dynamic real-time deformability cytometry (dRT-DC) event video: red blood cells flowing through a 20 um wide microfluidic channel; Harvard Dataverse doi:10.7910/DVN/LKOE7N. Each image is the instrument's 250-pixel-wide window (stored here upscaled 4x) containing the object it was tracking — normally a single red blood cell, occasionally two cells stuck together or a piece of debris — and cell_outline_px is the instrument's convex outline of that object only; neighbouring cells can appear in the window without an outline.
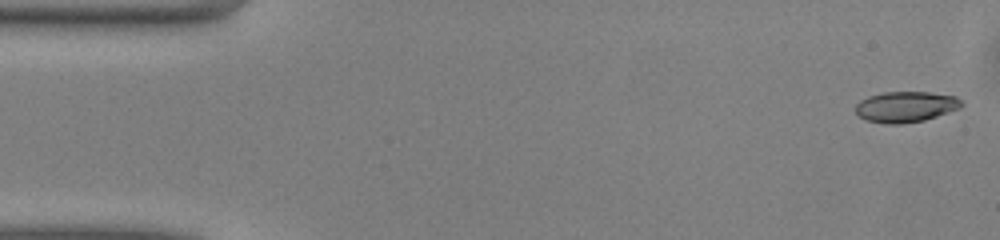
{"species": "common noctule bat (a hibernating species)", "species_latin": "Nyctalus noctula", "temperature_condition": "warm", "stored_images_in_passage": 49, "camera_frame_rate_fps": 3000, "um_per_image_px": 0.085, "animal": {"sex": "male", "body_mass_g": 13.0, "forearm_length_mm": 53.1}, "frame": {"image": 1, "passage_image": 1, "time_ms": 0.0, "image_size_px": [1000, 240], "cell_outline_px": [[964, 104], [960, 108], [924, 120], [900, 124], [884, 124], [864, 120], [856, 112], [856, 104], [860, 100], [868, 96], [884, 92], [928, 92], [956, 96], [964, 100]], "centroid_in_image_um": [77.0, 9.07], "position_along_channel_um": 8.0, "area_um2": 19.13}}
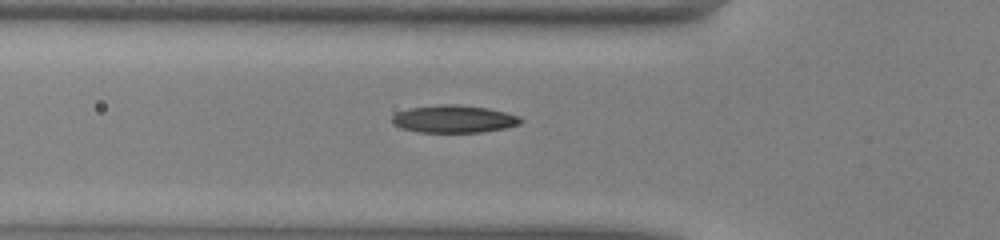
{"frame": {"image": 2, "passage_image": 16, "time_ms": 5.0, "image_size_px": [1000, 240], "cell_outline_px": [[524, 120], [520, 124], [504, 128], [480, 132], [416, 132], [400, 128], [392, 124], [392, 116], [396, 112], [408, 108], [436, 104], [456, 104], [488, 108], [520, 116]], "centroid_in_image_um": [38.54, 10.11], "position_along_channel_um": 87.3, "area_um2": 20.87}}
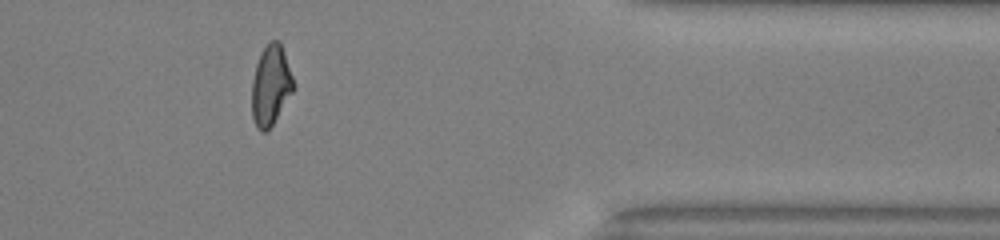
{"frame": {"image": 3, "passage_image": 40, "time_ms": 13.0, "image_size_px": [1000, 240], "cell_outline_px": [[296, 88], [272, 124], [264, 132], [260, 132], [256, 128], [252, 116], [252, 80], [256, 64], [260, 52], [272, 40], [280, 40]], "centroid_in_image_um": [23.01, 7.26], "position_along_channel_um": 388.4, "area_um2": 19.42}, "authors_computed_cell_mechanics": {"area_um2": 19.7098, "velocity_mm_per_s": 4.094, "shape_relaxation_time_tau1_ms": 4.742, "shape_relaxation_time_tau2_ms": 2.637, "deformation_change_tau1": 0.1606, "deformation_change_tau2": 0.0995}}